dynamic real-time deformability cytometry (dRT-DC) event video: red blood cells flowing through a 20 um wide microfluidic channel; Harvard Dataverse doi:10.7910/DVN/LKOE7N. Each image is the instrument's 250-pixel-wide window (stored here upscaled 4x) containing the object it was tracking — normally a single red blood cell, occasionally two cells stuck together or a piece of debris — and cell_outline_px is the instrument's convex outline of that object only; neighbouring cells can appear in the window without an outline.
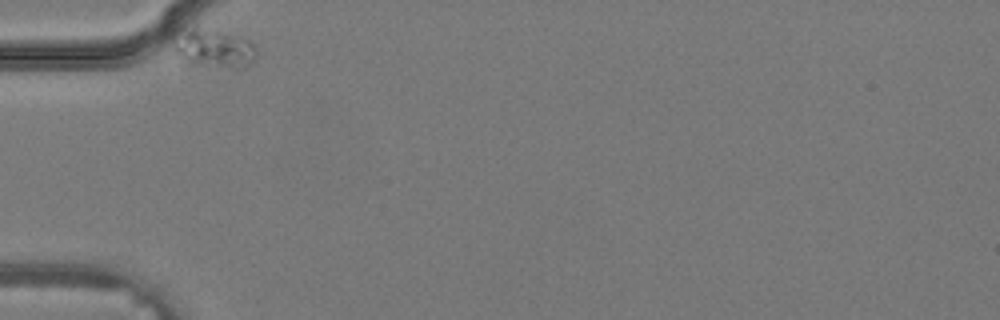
{"species": "common noctule bat (a hibernating species)", "species_latin": "Nyctalus noctula", "temperature_condition": "warm", "stored_images_in_passage": 7, "camera_frame_rate_fps": 3000, "um_per_image_px": 0.085, "animal": {"sex": "male", "body_mass_g": 19.2, "forearm_length_mm": 51.8}, "frame": {"image": 1, "passage_image": 1, "time_ms": 0.0, "image_size_px": [1000, 320], "cell_outline_px": [[256, 56], [244, 68], [184, 68], [172, 48], [172, 36], [192, 28], [196, 28], [220, 32], [236, 36], [248, 40], [256, 48]], "centroid_in_image_um": [18.03, 4.22], "position_along_channel_um": 67.0, "area_um2": 19.48}}
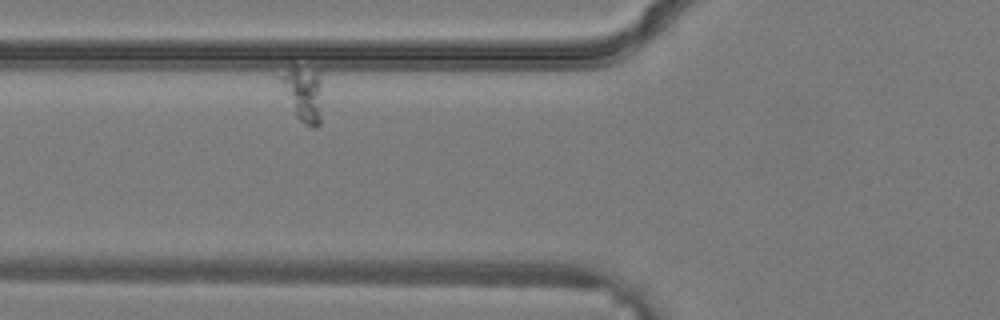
{"frame": {"image": 2, "passage_image": 4, "time_ms": 1.0, "image_size_px": [1000, 320], "cell_outline_px": [[320, 124], [316, 128], [312, 128], [304, 124], [296, 116], [276, 76], [292, 64], [320, 72]], "centroid_in_image_um": [25.73, 7.91], "position_along_channel_um": 100.1, "area_um2": 13.58}}